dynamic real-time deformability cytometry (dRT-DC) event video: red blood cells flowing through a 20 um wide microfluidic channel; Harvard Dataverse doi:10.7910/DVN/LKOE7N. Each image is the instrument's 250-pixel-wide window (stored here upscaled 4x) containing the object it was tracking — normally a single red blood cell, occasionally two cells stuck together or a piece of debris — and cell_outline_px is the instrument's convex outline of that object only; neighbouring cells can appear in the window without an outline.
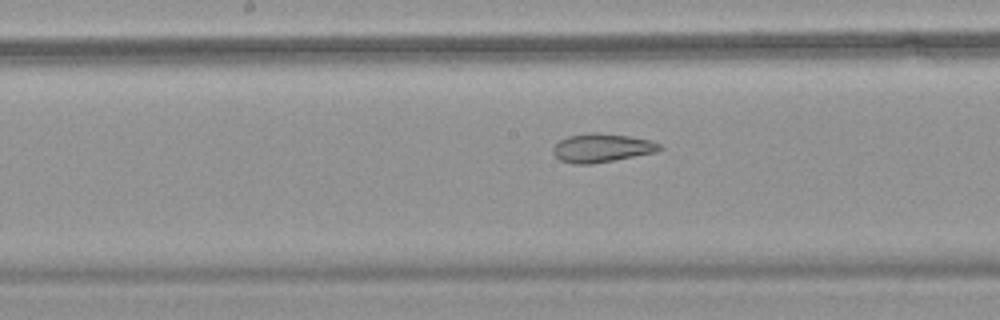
{"species": "common noctule bat (a hibernating species)", "species_latin": "Nyctalus noctula", "temperature_condition": "warm", "stored_images_in_passage": 17, "camera_frame_rate_fps": 3000, "um_per_image_px": 0.085, "animal": {"sex": "female", "body_mass_g": 18.4}, "frame": {"image": 1, "passage_image": 12, "time_ms": 3.667, "image_size_px": [1000, 320], "cell_outline_px": [[664, 148], [656, 152], [592, 164], [572, 164], [560, 160], [552, 152], [552, 148], [560, 140], [568, 136], [588, 132], [600, 132], [628, 136], [652, 140], [660, 144]], "centroid_in_image_um": [51.15, 12.56], "position_along_channel_um": 197.0, "area_um2": 17.92}}